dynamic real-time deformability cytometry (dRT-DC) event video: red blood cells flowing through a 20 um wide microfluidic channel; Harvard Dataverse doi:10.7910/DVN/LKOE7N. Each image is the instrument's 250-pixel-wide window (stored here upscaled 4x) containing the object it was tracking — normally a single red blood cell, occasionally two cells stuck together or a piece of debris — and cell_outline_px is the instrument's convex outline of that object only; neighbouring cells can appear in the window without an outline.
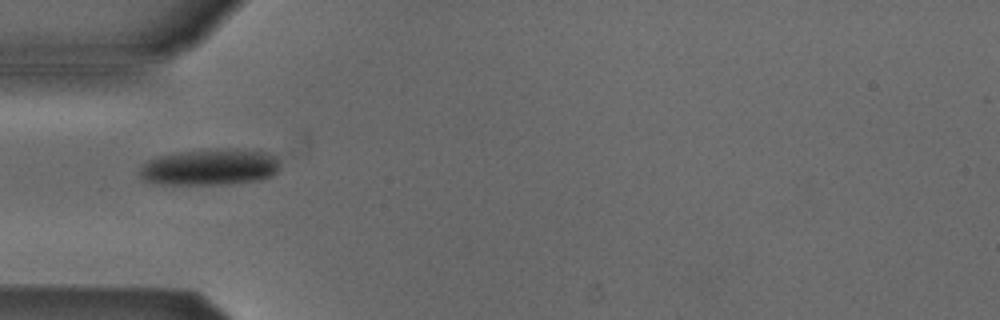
{"species": "Egyptian fruit bat (a non-hibernating species)", "species_latin": "Rousettus aegyptiacus", "temperature_condition": "cold", "stored_images_in_passage": 3, "camera_frame_rate_fps": 3000, "um_per_image_px": 0.085, "animal": {"sex": "male"}, "frame": {"image": 1, "passage_image": 1, "time_ms": 0.0, "image_size_px": [1000, 320], "cell_outline_px": [[280, 160], [276, 172], [272, 176], [260, 180], [228, 184], [152, 184], [144, 180], [136, 172], [148, 160], [156, 156], [176, 152], [216, 148], [228, 148], [264, 152], [276, 156]], "centroid_in_image_um": [17.8, 14.2], "position_along_channel_um": 67.2, "area_um2": 30.17}}
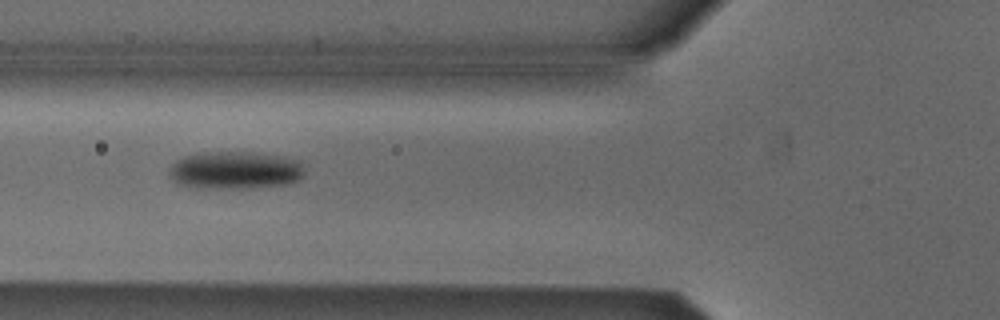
{"frame": {"image": 2, "passage_image": 2, "time_ms": 0.333, "image_size_px": [1000, 320], "cell_outline_px": [[304, 172], [296, 180], [284, 184], [240, 188], [196, 188], [176, 184], [172, 180], [168, 168], [176, 160], [184, 156], [196, 152], [252, 152], [284, 156], [300, 160]], "centroid_in_image_um": [19.91, 14.45], "position_along_channel_um": 105.9, "area_um2": 29.88}}
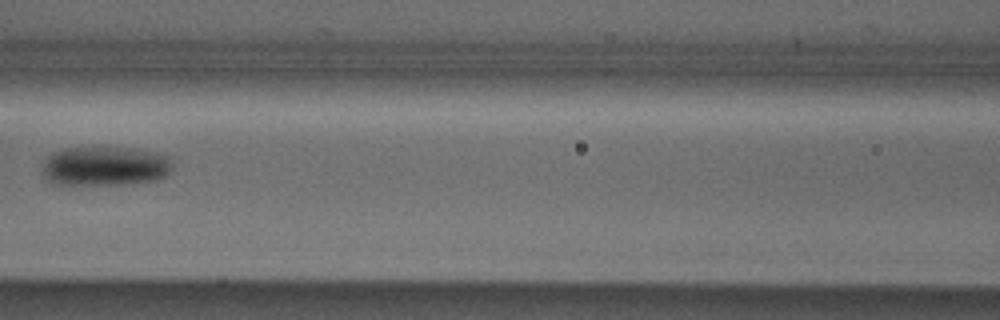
{"frame": {"image": 3, "passage_image": 3, "time_ms": 0.667, "image_size_px": [1000, 320], "cell_outline_px": [[172, 168], [164, 176], [156, 180], [124, 184], [52, 184], [40, 172], [44, 160], [48, 156], [64, 148], [128, 148], [152, 152], [168, 156], [172, 160]], "centroid_in_image_um": [8.89, 14.13], "position_along_channel_um": 157.7, "area_um2": 29.71}}